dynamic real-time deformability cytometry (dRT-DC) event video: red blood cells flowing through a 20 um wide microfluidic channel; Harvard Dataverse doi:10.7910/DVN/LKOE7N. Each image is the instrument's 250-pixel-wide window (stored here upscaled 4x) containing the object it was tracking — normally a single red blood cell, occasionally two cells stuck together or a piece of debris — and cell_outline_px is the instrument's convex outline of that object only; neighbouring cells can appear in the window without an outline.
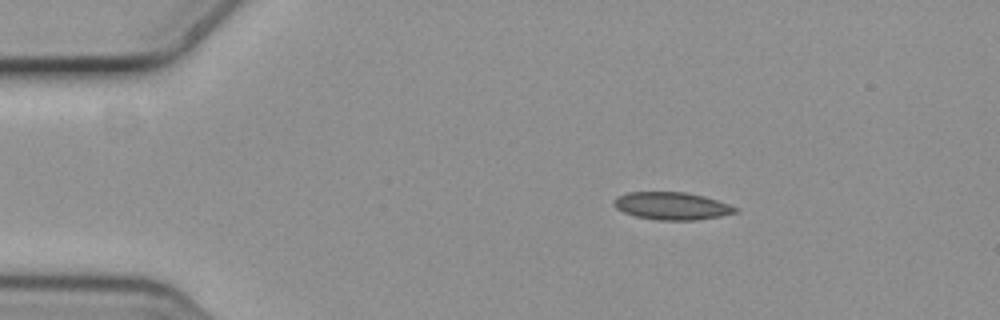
{"species": "common noctule bat (a hibernating species)", "species_latin": "Nyctalus noctula", "temperature_condition": "cold", "stored_images_in_passage": 3, "camera_frame_rate_fps": 3000, "um_per_image_px": 0.085, "animal": {"sex": "female", "body_mass_g": 19.3, "forearm_length_mm": 54.1}, "frame": {"image": 1, "passage_image": 2, "time_ms": 0.333, "image_size_px": [1000, 320], "cell_outline_px": [[740, 212], [720, 216], [696, 220], [656, 220], [636, 216], [624, 212], [616, 208], [612, 204], [612, 200], [616, 196], [628, 192], [684, 192], [704, 196], [740, 208]], "centroid_in_image_um": [57.1, 17.5], "position_along_channel_um": 27.9, "area_um2": 19.65}}